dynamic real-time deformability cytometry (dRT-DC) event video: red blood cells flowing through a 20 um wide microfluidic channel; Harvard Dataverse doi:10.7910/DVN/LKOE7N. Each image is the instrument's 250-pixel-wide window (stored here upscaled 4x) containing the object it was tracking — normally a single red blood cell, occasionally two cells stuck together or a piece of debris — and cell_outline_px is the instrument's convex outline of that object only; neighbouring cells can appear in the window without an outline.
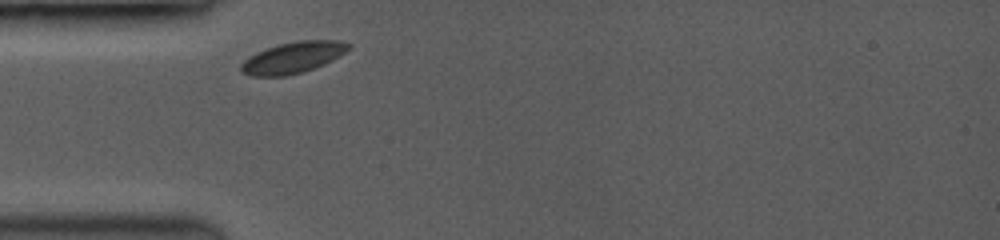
{"species": "common noctule bat (a hibernating species)", "species_latin": "Nyctalus noctula", "temperature_condition": "room temperature", "stored_images_in_passage": 6, "camera_frame_rate_fps": 3500, "um_per_image_px": 0.085, "animal": {"sex": "female", "body_mass_g": 19.0, "forearm_length_mm": 53.3}, "frame": {"image": 1, "passage_image": 1, "time_ms": 0.0, "image_size_px": [1000, 240], "cell_outline_px": [[352, 48], [332, 60], [324, 64], [304, 72], [284, 76], [252, 76], [240, 72], [240, 64], [248, 56], [256, 52], [280, 44], [300, 40], [340, 40], [352, 44]], "centroid_in_image_um": [24.91, 4.89], "position_along_channel_um": 60.1, "area_um2": 19.71}}
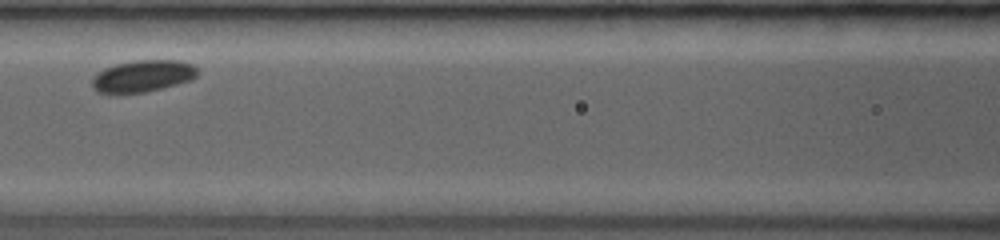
{"frame": {"image": 2, "passage_image": 5, "time_ms": 2.571, "image_size_px": [1000, 240], "cell_outline_px": [[200, 72], [192, 80], [144, 92], [100, 92], [92, 84], [92, 76], [96, 72], [104, 68], [116, 64], [132, 60], [180, 60], [192, 64]], "centroid_in_image_um": [12.17, 6.43], "position_along_channel_um": 154.4, "area_um2": 19.36}}